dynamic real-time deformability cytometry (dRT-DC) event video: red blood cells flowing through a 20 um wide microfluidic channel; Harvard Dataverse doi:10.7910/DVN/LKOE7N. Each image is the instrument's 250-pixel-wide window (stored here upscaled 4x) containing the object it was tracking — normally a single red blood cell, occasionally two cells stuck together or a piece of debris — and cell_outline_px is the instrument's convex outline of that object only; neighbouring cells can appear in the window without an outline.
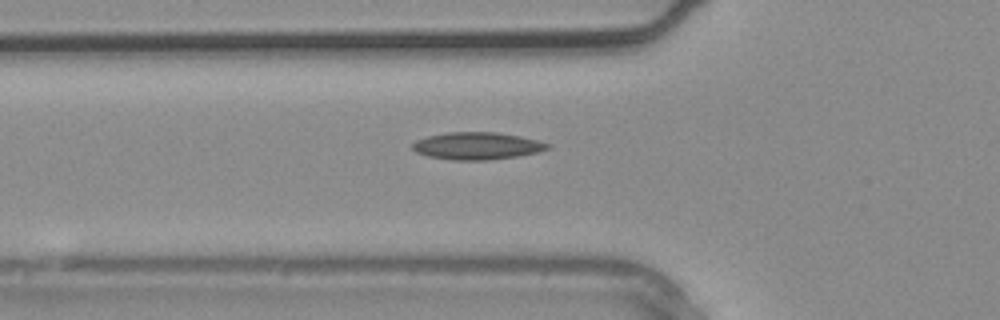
{"species": "common noctule bat (a hibernating species)", "species_latin": "Nyctalus noctula", "temperature_condition": "warm", "stored_images_in_passage": 3, "segment_of_instrument_passage": [1, 2], "camera_frame_rate_fps": 3000, "um_per_image_px": 0.085, "animal": {"sex": "male", "body_mass_g": 20.4}, "frame": {"image": 1, "passage_image": 2, "time_ms": 0.333, "image_size_px": [1000, 320], "cell_outline_px": [[552, 148], [536, 152], [516, 156], [484, 160], [452, 160], [428, 156], [416, 152], [412, 148], [412, 144], [416, 140], [428, 136], [448, 132], [496, 132], [520, 136], [552, 144]], "centroid_in_image_um": [40.55, 12.39], "position_along_channel_um": 85.2, "area_um2": 21.39}}